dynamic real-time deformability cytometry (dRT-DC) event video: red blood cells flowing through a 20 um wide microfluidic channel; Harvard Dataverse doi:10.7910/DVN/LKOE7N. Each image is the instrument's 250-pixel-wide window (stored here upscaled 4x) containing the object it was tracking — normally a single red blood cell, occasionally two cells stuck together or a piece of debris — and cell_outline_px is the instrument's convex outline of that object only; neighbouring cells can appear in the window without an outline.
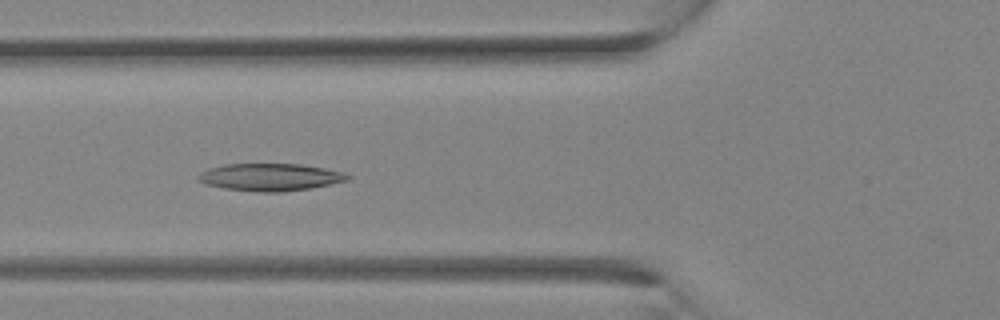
{"species": "Egyptian fruit bat (a non-hibernating species)", "species_latin": "Rousettus aegyptiacus", "temperature_condition": "room temperature", "stored_images_in_passage": 32, "camera_frame_rate_fps": 3000, "um_per_image_px": 0.085, "animal": {"sex": "female"}, "frame": {"image": 1, "passage_image": 12, "time_ms": 3.667, "image_size_px": [1000, 320], "cell_outline_px": [[352, 176], [348, 180], [308, 188], [280, 192], [256, 192], [224, 188], [204, 184], [196, 180], [196, 176], [200, 172], [208, 168], [224, 164], [300, 164], [324, 168], [344, 172]], "centroid_in_image_um": [22.9, 15.05], "position_along_channel_um": 102.9, "area_um2": 23.87}}
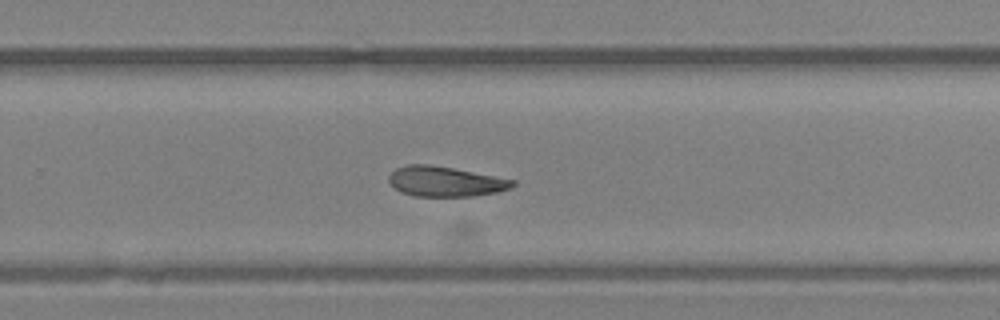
{"frame": {"image": 2, "passage_image": 21, "time_ms": 6.667, "image_size_px": [1000, 320], "cell_outline_px": [[516, 184], [512, 188], [496, 192], [476, 196], [416, 196], [400, 192], [388, 180], [388, 176], [396, 168], [408, 164], [428, 164], [452, 168], [516, 180]], "centroid_in_image_um": [37.87, 15.43], "position_along_channel_um": 291.9, "area_um2": 21.62}}
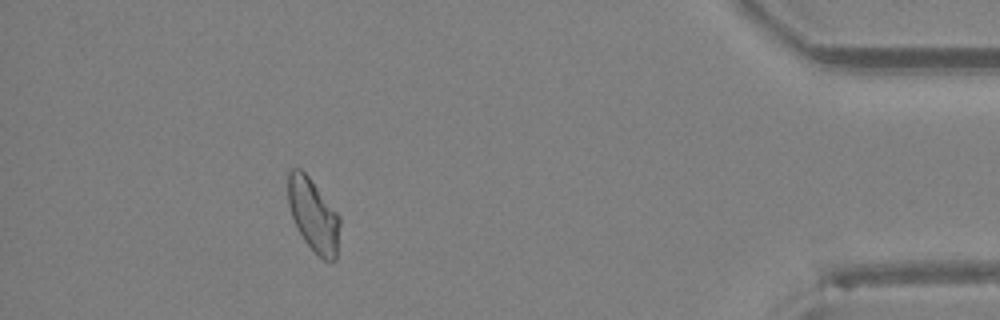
{"frame": {"image": 3, "passage_image": 29, "time_ms": 9.333, "image_size_px": [1000, 320], "cell_outline_px": [[340, 224], [336, 260], [332, 264], [324, 260], [304, 240], [292, 216], [288, 204], [288, 168], [300, 168], [308, 176], [340, 216]], "centroid_in_image_um": [26.65, 18.28], "position_along_channel_um": 408.6, "area_um2": 21.85}}